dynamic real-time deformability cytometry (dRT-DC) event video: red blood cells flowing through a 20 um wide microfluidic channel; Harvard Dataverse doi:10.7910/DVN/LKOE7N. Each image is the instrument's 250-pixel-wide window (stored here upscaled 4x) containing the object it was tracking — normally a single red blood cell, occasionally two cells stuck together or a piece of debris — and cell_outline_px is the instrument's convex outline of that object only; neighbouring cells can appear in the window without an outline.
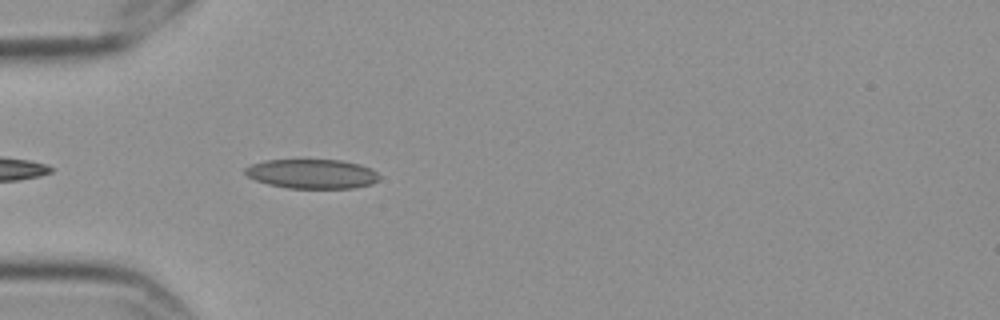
{"species": "Egyptian fruit bat (a non-hibernating species)", "species_latin": "Rousettus aegyptiacus", "temperature_condition": "cold", "stored_images_in_passage": 5, "camera_frame_rate_fps": 3000, "um_per_image_px": 0.085, "frame": {"image": 1, "passage_image": 5, "time_ms": 1.333, "image_size_px": [1000, 320], "cell_outline_px": [[380, 180], [372, 184], [356, 188], [288, 188], [268, 184], [256, 180], [248, 176], [244, 172], [244, 168], [252, 164], [264, 160], [340, 160], [360, 164], [372, 168], [380, 176]], "centroid_in_image_um": [26.56, 14.78], "position_along_channel_um": 58.4, "area_um2": 23.12}}